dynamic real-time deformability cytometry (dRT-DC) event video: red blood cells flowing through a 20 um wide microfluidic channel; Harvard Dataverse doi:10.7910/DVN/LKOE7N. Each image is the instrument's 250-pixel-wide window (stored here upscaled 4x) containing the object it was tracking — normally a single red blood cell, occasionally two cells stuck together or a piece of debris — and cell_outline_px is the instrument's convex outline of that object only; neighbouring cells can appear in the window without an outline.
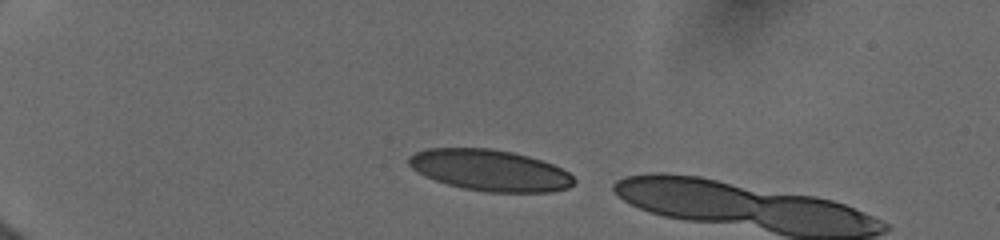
{"species": "human", "species_latin": "Homo sapiens", "temperature_condition": "cold", "stored_images_in_passage": 3, "camera_frame_rate_fps": 3000, "um_per_image_px": 0.085, "donor": {"sex": "female"}, "frame": {"image": 1, "passage_image": 1, "time_ms": 0.0, "image_size_px": [1000, 240], "cell_outline_px": [[576, 180], [568, 188], [548, 192], [488, 192], [464, 188], [448, 184], [424, 176], [412, 168], [408, 164], [408, 156], [424, 148], [492, 148], [512, 152], [528, 156], [552, 164], [568, 172]], "centroid_in_image_um": [41.62, 14.46], "position_along_channel_um": 43.4, "area_um2": 39.59}}